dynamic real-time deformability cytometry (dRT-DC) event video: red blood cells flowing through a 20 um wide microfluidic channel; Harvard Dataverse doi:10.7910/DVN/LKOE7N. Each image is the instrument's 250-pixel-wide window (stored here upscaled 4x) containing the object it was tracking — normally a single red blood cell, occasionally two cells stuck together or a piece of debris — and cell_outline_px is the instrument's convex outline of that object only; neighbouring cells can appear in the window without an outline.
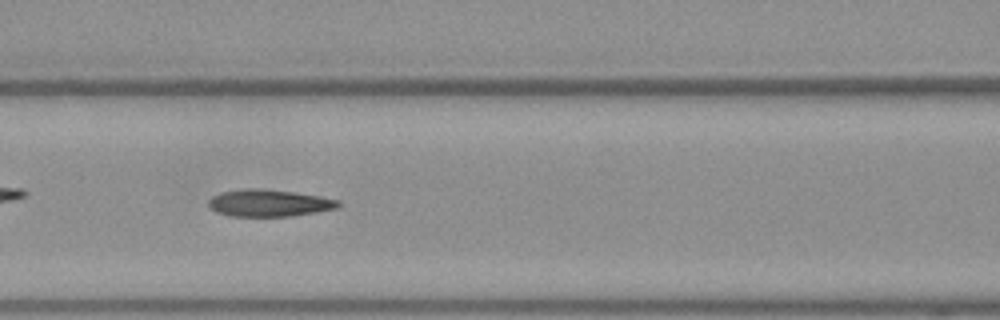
{"species": "Egyptian fruit bat (a non-hibernating species)", "species_latin": "Rousettus aegyptiacus", "temperature_condition": "warm", "stored_images_in_passage": 45, "camera_frame_rate_fps": 3000, "um_per_image_px": 0.085, "frame": {"image": 1, "passage_image": 15, "time_ms": 4.667, "image_size_px": [1000, 320], "cell_outline_px": [[340, 208], [292, 216], [232, 216], [216, 212], [208, 204], [208, 200], [212, 196], [220, 192], [244, 188], [260, 188], [296, 192], [320, 196], [340, 200]], "centroid_in_image_um": [22.89, 17.25], "position_along_channel_um": 143.7, "area_um2": 20.63}}
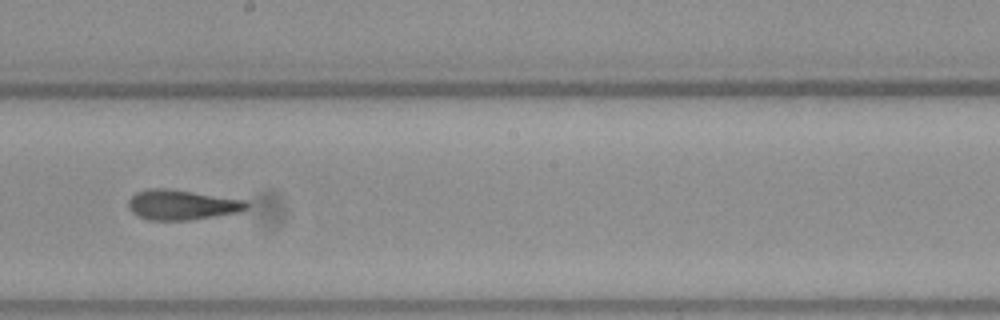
{"frame": {"image": 2, "passage_image": 22, "time_ms": 7.0, "image_size_px": [1000, 320], "cell_outline_px": [[248, 208], [240, 212], [216, 216], [188, 220], [148, 220], [136, 216], [128, 208], [128, 200], [136, 192], [152, 188], [164, 188], [192, 192], [244, 200], [248, 204]], "centroid_in_image_um": [15.42, 17.42], "position_along_channel_um": 232.8, "area_um2": 20.58}}
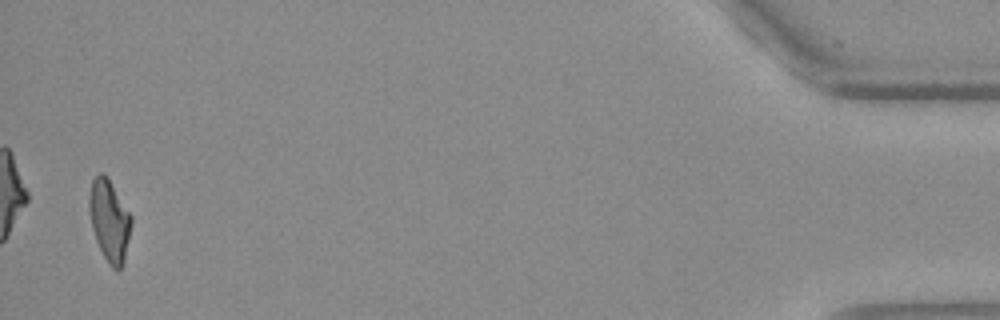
{"frame": {"image": 3, "passage_image": 44, "time_ms": 14.333, "image_size_px": [1000, 320], "cell_outline_px": [[132, 224], [124, 260], [120, 268], [116, 272], [108, 264], [96, 240], [92, 228], [88, 208], [88, 196], [92, 180], [100, 172], [104, 172], [108, 176], [132, 216]], "centroid_in_image_um": [9.29, 18.71], "position_along_channel_um": 425.9, "area_um2": 20.23}, "authors_computed_cell_mechanics": {"area_um2": 20.3456, "velocity_mm_per_s": 3.8267, "shape_relaxation_time_tau1_ms": 5.0635, "shape_relaxation_time_tau2_ms": 1.9867, "deformation_change_tau1": 0.1912, "deformation_change_tau2": 0.115}}